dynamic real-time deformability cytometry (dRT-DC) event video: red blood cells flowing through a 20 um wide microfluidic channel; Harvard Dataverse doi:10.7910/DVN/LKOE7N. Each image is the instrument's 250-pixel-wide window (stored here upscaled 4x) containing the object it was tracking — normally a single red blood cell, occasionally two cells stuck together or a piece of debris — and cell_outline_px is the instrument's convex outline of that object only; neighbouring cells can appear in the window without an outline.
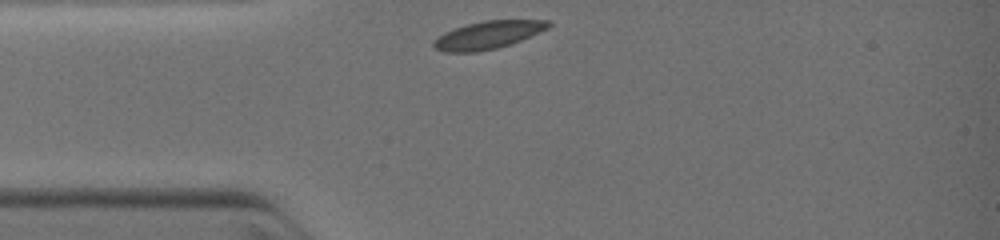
{"species": "common noctule bat (a hibernating species)", "species_latin": "Nyctalus noctula", "temperature_condition": "warm", "stored_images_in_passage": 1, "camera_frame_rate_fps": 3000, "um_per_image_px": 0.085, "animal": {"sex": "female", "body_mass_g": 19.0, "forearm_length_mm": 51.5}, "frame": {"image": 1, "passage_image": 1, "time_ms": 0.0, "image_size_px": [1000, 240], "cell_outline_px": [[552, 24], [548, 28], [520, 40], [496, 48], [476, 52], [444, 52], [436, 48], [432, 44], [444, 32], [468, 24], [484, 20], [548, 20]], "centroid_in_image_um": [41.49, 2.97], "position_along_channel_um": 43.5, "area_um2": 18.15}}